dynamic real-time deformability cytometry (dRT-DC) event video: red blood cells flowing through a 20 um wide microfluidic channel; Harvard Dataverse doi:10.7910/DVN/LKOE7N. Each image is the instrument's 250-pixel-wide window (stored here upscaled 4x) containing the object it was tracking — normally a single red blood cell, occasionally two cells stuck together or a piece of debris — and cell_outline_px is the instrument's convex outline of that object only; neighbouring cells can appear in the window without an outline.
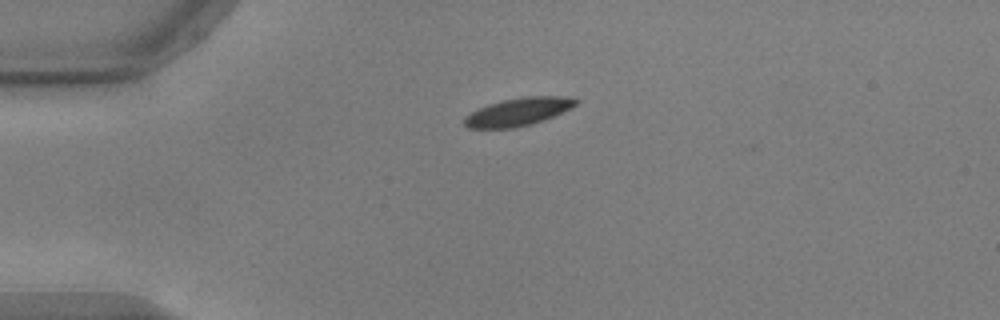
{"species": "common noctule bat (a hibernating species)", "species_latin": "Nyctalus noctula", "temperature_condition": "warm", "stored_images_in_passage": 42, "camera_frame_rate_fps": 3000, "um_per_image_px": 0.085, "animal": {"sex": "male", "body_mass_g": 17.9, "forearm_length_mm": 54.2}, "frame": {"image": 1, "passage_image": 1, "time_ms": 0.0, "image_size_px": [1000, 320], "cell_outline_px": [[580, 100], [576, 104], [544, 120], [532, 124], [512, 128], [468, 128], [464, 124], [464, 116], [488, 104], [500, 100], [528, 96], [560, 96]], "centroid_in_image_um": [44.0, 9.5], "position_along_channel_um": 41.0, "area_um2": 17.86}}
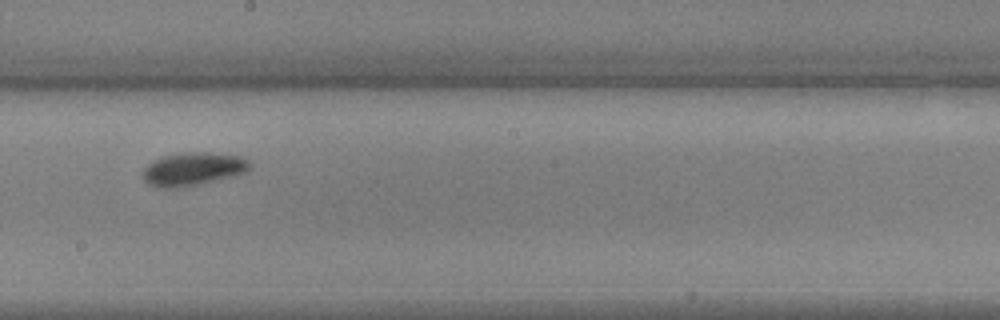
{"frame": {"image": 2, "passage_image": 19, "time_ms": 6.0, "image_size_px": [1000, 320], "cell_outline_px": [[252, 164], [244, 172], [232, 176], [196, 184], [176, 188], [160, 188], [148, 184], [140, 176], [144, 168], [148, 164], [164, 156], [192, 152], [208, 152], [240, 156], [248, 160]], "centroid_in_image_um": [16.37, 14.37], "position_along_channel_um": 231.8, "area_um2": 20.35}}
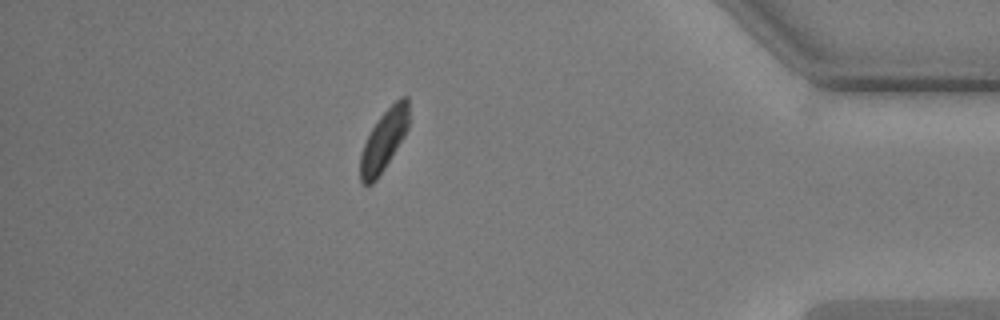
{"frame": {"image": 3, "passage_image": 36, "time_ms": 11.667, "image_size_px": [1000, 320], "cell_outline_px": [[408, 128], [404, 136], [384, 168], [376, 180], [372, 184], [360, 184], [360, 156], [364, 144], [372, 128], [380, 116], [400, 96], [408, 96]], "centroid_in_image_um": [32.62, 11.93], "position_along_channel_um": 402.6, "area_um2": 16.94}, "authors_computed_cell_mechanics": {"area_um2": 18.496, "velocity_mm_per_s": 3.6837, "shape_relaxation_time_tau1_ms": 1.898, "shape_relaxation_time_tau2_ms": null, "deformation_change_tau1": 0.0772, "deformation_change_tau2": null}}